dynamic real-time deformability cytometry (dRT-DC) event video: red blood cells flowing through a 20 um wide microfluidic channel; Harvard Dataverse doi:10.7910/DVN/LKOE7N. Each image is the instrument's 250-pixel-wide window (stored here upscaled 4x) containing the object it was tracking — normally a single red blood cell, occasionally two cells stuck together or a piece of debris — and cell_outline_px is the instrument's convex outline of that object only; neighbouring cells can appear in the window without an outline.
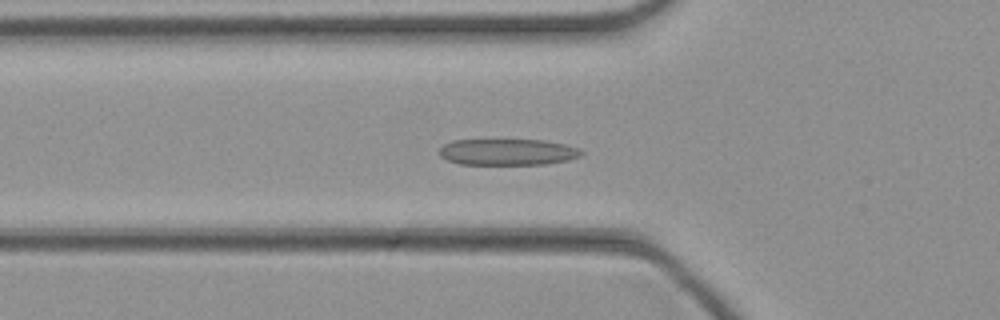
{"species": "common noctule bat (a hibernating species)", "species_latin": "Nyctalus noctula", "temperature_condition": "cold", "stored_images_in_passage": 44, "camera_frame_rate_fps": 3000, "um_per_image_px": 0.085, "animal": {"sex": "female", "body_mass_g": 21.9}, "frame": {"image": 1, "passage_image": 14, "time_ms": 4.333, "image_size_px": [1000, 320], "cell_outline_px": [[584, 152], [580, 156], [568, 160], [548, 164], [460, 164], [448, 160], [440, 156], [440, 148], [444, 144], [452, 140], [544, 140], [564, 144], [580, 148]], "centroid_in_image_um": [43.17, 12.92], "position_along_channel_um": 82.6, "area_um2": 21.79}}
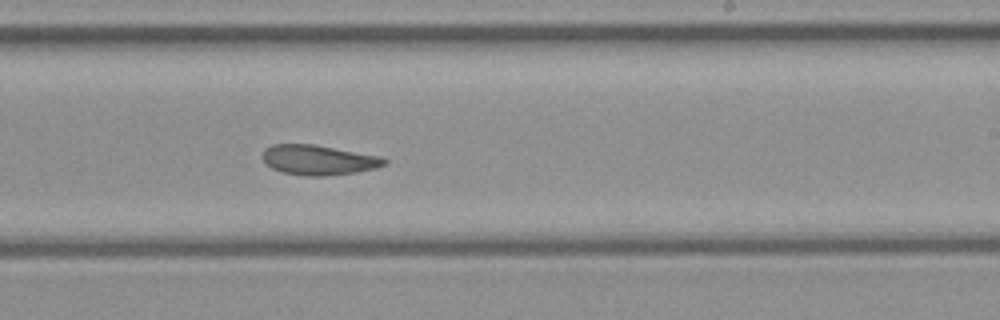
{"frame": {"image": 2, "passage_image": 26, "time_ms": 8.333, "image_size_px": [1000, 320], "cell_outline_px": [[388, 164], [376, 168], [356, 172], [324, 176], [304, 176], [284, 172], [272, 168], [264, 160], [264, 148], [272, 144], [316, 144], [380, 156], [388, 160]], "centroid_in_image_um": [27.12, 13.59], "position_along_channel_um": 261.9, "area_um2": 21.27}}
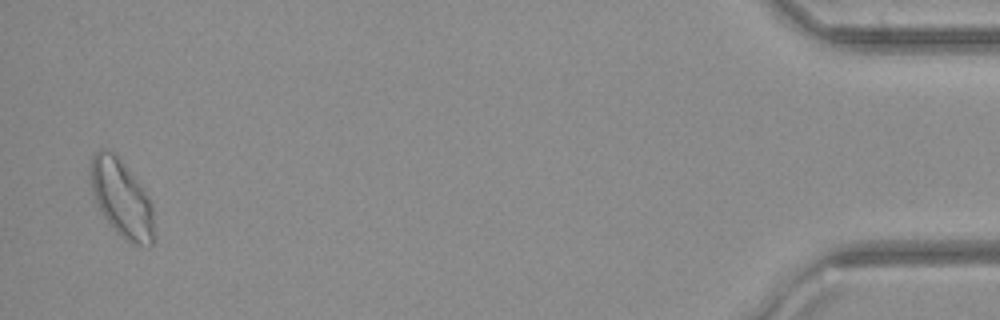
{"frame": {"image": 3, "passage_image": 43, "time_ms": 14.0, "image_size_px": [1000, 320], "cell_outline_px": [[156, 240], [148, 248], [136, 244], [120, 236], [112, 228], [104, 216], [96, 200], [92, 188], [92, 156], [100, 148], [104, 148], [112, 152], [116, 156], [136, 180], [148, 196], [152, 204]], "centroid_in_image_um": [10.4, 16.96], "position_along_channel_um": 424.8, "area_um2": 28.09}}